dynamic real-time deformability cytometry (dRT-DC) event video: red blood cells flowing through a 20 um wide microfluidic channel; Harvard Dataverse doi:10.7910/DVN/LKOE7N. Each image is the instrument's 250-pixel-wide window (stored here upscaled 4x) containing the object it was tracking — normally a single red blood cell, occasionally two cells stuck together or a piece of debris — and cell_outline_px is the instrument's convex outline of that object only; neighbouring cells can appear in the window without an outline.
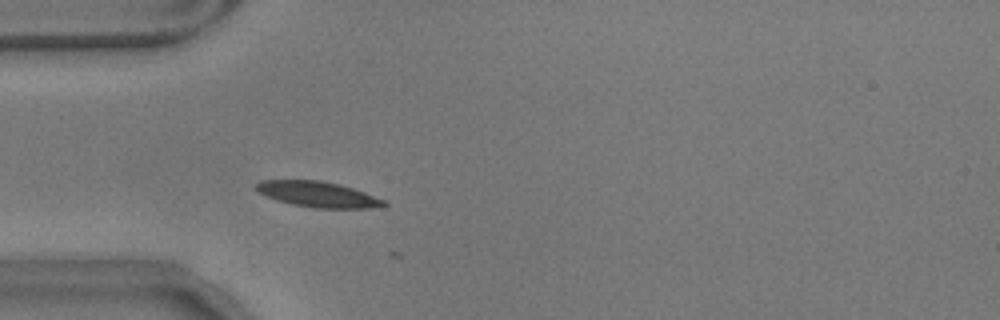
{"species": "common noctule bat (a hibernating species)", "species_latin": "Nyctalus noctula", "temperature_condition": "warm", "stored_images_in_passage": 5, "camera_frame_rate_fps": 3000, "um_per_image_px": 0.085, "animal": {"sex": "male", "body_mass_g": 17.9}, "frame": {"image": 1, "passage_image": 2, "time_ms": 0.333, "image_size_px": [1000, 320], "cell_outline_px": [[388, 204], [368, 208], [312, 208], [292, 204], [276, 200], [260, 192], [256, 188], [256, 184], [260, 180], [320, 180], [340, 184], [364, 192], [384, 200]], "centroid_in_image_um": [27.01, 16.51], "position_along_channel_um": 58.0, "area_um2": 18.84}}